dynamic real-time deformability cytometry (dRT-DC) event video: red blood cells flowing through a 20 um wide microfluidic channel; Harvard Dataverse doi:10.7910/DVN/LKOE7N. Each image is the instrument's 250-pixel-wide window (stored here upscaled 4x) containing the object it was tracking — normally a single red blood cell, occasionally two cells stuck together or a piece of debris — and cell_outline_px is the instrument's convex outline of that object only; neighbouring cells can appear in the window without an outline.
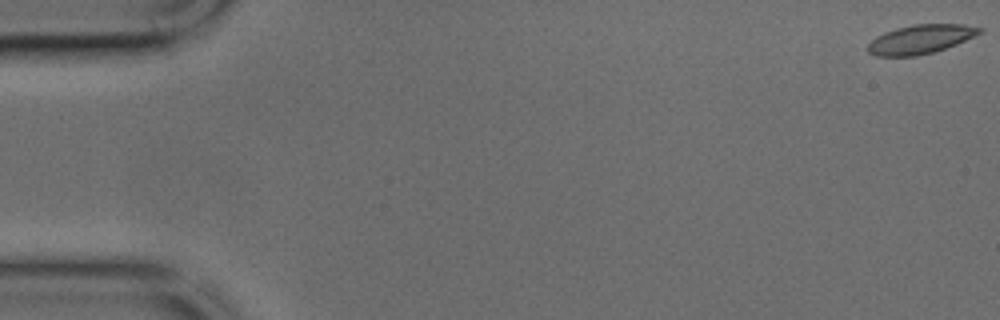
{"species": "common noctule bat (a hibernating species)", "species_latin": "Nyctalus noctula", "temperature_condition": "cold", "stored_images_in_passage": 36, "camera_frame_rate_fps": 3000, "um_per_image_px": 0.085, "animal": {"sex": "male", "body_mass_g": 17.9, "forearm_length_mm": 54.2}, "frame": {"image": 1, "passage_image": 1, "time_ms": 0.0, "image_size_px": [1000, 320], "cell_outline_px": [[984, 28], [980, 32], [956, 44], [932, 52], [916, 56], [876, 56], [868, 52], [864, 48], [876, 36], [884, 32], [896, 28], [912, 24], [964, 24]], "centroid_in_image_um": [78.17, 3.33], "position_along_channel_um": 6.8, "area_um2": 18.79}}
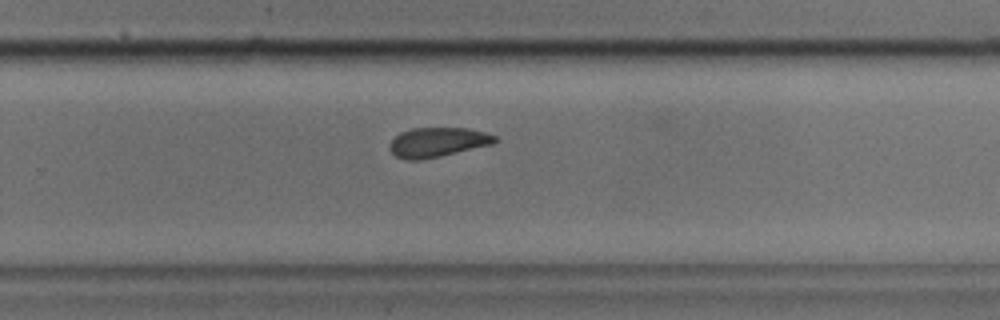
{"frame": {"image": 2, "passage_image": 30, "time_ms": 9.667, "image_size_px": [1000, 320], "cell_outline_px": [[500, 140], [492, 144], [440, 156], [420, 160], [408, 160], [396, 156], [388, 148], [388, 144], [400, 132], [412, 128], [468, 128], [484, 132], [496, 136]], "centroid_in_image_um": [37.19, 12.08], "position_along_channel_um": 292.6, "area_um2": 18.09}}
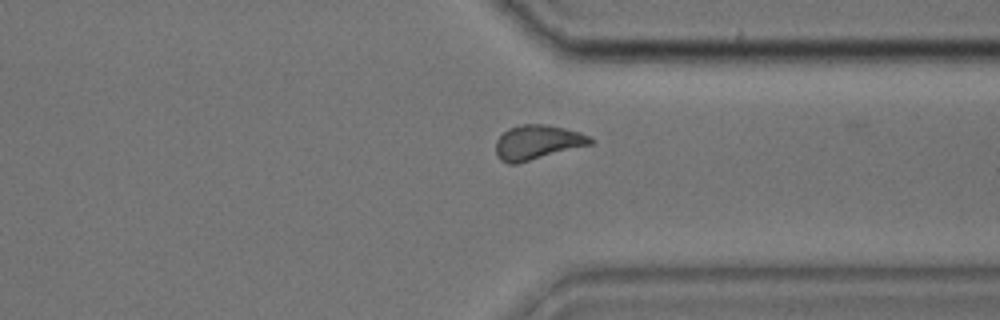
{"frame": {"image": 3, "passage_image": 35, "time_ms": 11.333, "image_size_px": [1000, 320], "cell_outline_px": [[596, 140], [592, 144], [516, 164], [508, 164], [500, 160], [496, 152], [496, 140], [508, 128], [520, 124], [544, 124], [564, 128], [580, 132], [592, 136]], "centroid_in_image_um": [45.7, 12.09], "position_along_channel_um": 365.7, "area_um2": 19.13}}